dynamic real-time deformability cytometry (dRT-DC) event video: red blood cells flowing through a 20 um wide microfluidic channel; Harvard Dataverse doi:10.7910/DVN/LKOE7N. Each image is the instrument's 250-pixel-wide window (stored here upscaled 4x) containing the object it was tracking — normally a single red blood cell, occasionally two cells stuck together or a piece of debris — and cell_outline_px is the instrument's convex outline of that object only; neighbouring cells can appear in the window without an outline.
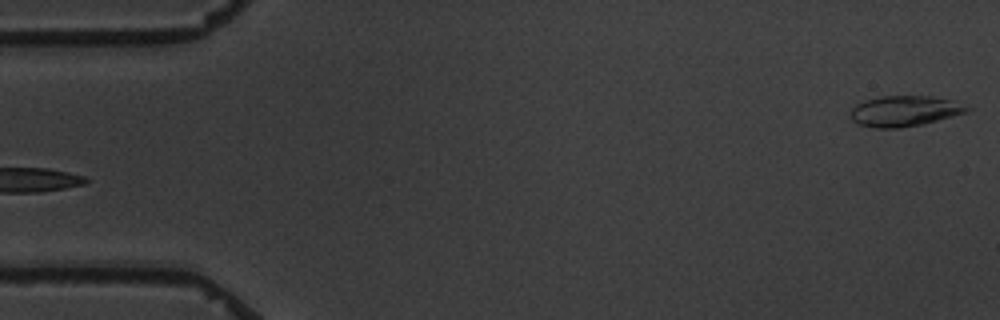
{"species": "common noctule bat (a hibernating species)", "species_latin": "Nyctalus noctula", "temperature_condition": "warm", "stored_images_in_passage": 5, "segment_of_instrument_passage": [2, 2], "camera_frame_rate_fps": 3000, "um_per_image_px": 0.085, "animal": {"sex": "male", "body_mass_g": 19.5, "forearm_length_mm": 54.6}, "frame": {"image": 1, "passage_image": 5, "time_ms": 4.667, "image_size_px": [1000, 320], "cell_outline_px": [[972, 108], [964, 112], [924, 124], [900, 128], [872, 128], [860, 124], [852, 120], [848, 116], [852, 108], [856, 104], [864, 100], [880, 96], [932, 96], [952, 100]], "centroid_in_image_um": [76.82, 9.44], "position_along_channel_um": 8.2, "area_um2": 20.81}}